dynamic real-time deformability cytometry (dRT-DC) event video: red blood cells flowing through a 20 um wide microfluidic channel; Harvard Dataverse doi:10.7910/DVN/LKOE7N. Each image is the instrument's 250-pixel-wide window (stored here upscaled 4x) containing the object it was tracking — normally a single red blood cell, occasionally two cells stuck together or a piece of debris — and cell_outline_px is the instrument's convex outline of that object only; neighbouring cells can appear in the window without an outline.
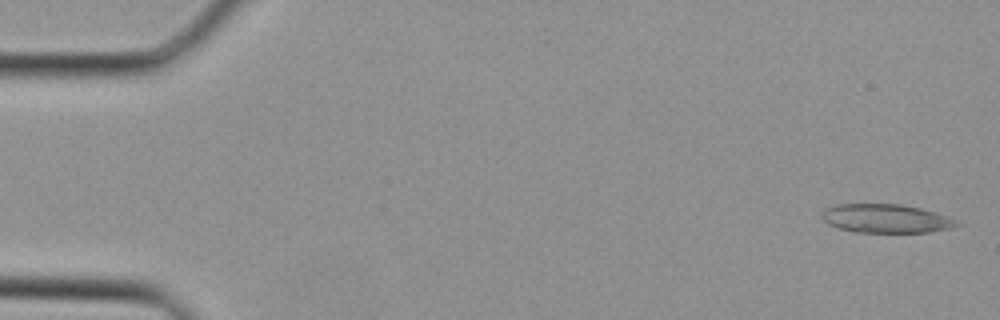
{"species": "Egyptian fruit bat (a non-hibernating species)", "species_latin": "Rousettus aegyptiacus", "temperature_condition": "cold", "stored_images_in_passage": 36, "camera_frame_rate_fps": 3000, "um_per_image_px": 0.085, "animal": {"sex": "female"}, "frame": {"image": 1, "passage_image": 1, "time_ms": 0.0, "image_size_px": [1000, 320], "cell_outline_px": [[960, 224], [948, 228], [928, 232], [856, 232], [840, 228], [828, 224], [820, 216], [828, 208], [836, 204], [900, 204], [920, 208], [956, 220]], "centroid_in_image_um": [75.26, 18.57], "position_along_channel_um": 9.7, "area_um2": 22.08}}
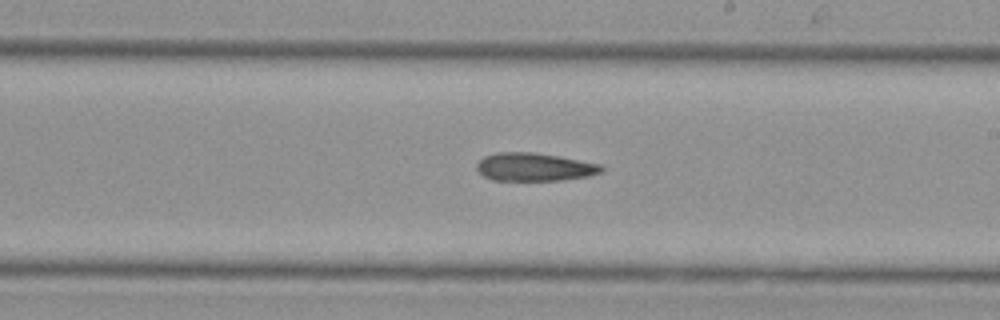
{"frame": {"image": 2, "passage_image": 21, "time_ms": 6.667, "image_size_px": [1000, 320], "cell_outline_px": [[604, 168], [600, 172], [588, 176], [564, 180], [492, 180], [484, 176], [476, 168], [476, 164], [484, 156], [496, 152], [532, 152], [556, 156], [600, 164]], "centroid_in_image_um": [45.38, 14.19], "position_along_channel_um": 243.6, "area_um2": 20.23}}
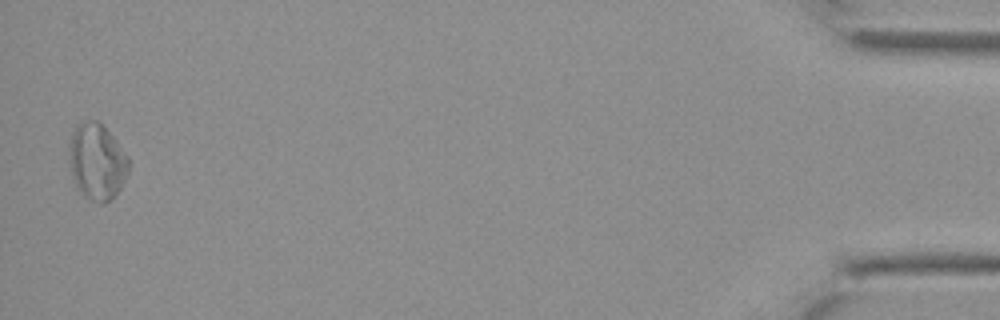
{"frame": {"image": 3, "passage_image": 36, "time_ms": 11.667, "image_size_px": [1000, 320], "cell_outline_px": [[128, 172], [120, 188], [104, 204], [100, 204], [92, 200], [76, 184], [72, 172], [72, 132], [76, 124], [80, 120], [100, 120], [116, 140], [128, 156]], "centroid_in_image_um": [8.29, 13.67], "position_along_channel_um": 426.9, "area_um2": 25.55}}